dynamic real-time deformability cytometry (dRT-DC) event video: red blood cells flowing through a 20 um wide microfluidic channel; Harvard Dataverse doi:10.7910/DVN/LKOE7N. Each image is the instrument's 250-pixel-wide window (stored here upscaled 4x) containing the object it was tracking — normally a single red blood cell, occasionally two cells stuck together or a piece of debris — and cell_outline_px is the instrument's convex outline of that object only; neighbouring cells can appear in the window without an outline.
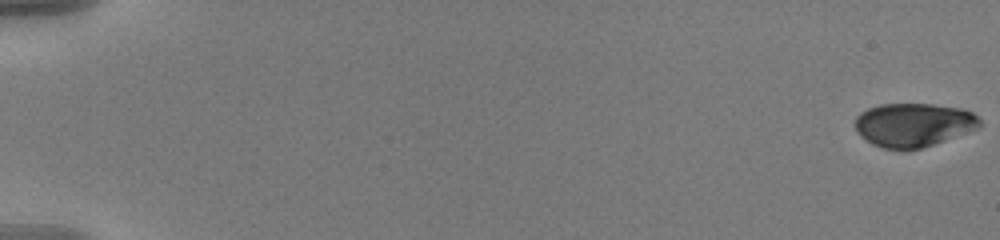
{"species": "human", "species_latin": "Homo sapiens", "temperature_condition": "warm", "stored_images_in_passage": 42, "camera_frame_rate_fps": 3000, "um_per_image_px": 0.085, "donor": {"sex": "male"}, "frame": {"image": 1, "passage_image": 1, "time_ms": 0.0, "image_size_px": [1000, 240], "cell_outline_px": [[984, 124], [980, 128], [920, 148], [884, 148], [872, 144], [860, 136], [856, 132], [856, 116], [860, 112], [868, 108], [880, 104], [932, 104], [960, 108], [972, 112]], "centroid_in_image_um": [77.65, 10.59], "position_along_channel_um": 7.4, "area_um2": 31.5}}
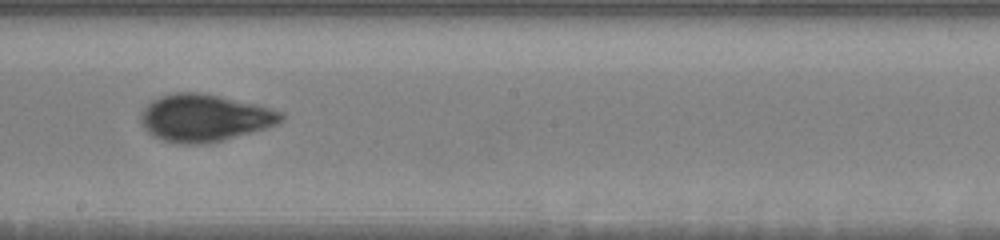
{"frame": {"image": 2, "passage_image": 19, "time_ms": 6.0, "image_size_px": [1000, 240], "cell_outline_px": [[284, 120], [276, 124], [264, 128], [220, 140], [200, 144], [180, 144], [164, 140], [152, 136], [144, 128], [140, 120], [140, 112], [152, 100], [160, 96], [176, 92], [200, 92], [256, 104], [284, 112]], "centroid_in_image_um": [17.34, 10.01], "position_along_channel_um": 230.9, "area_um2": 38.32}}
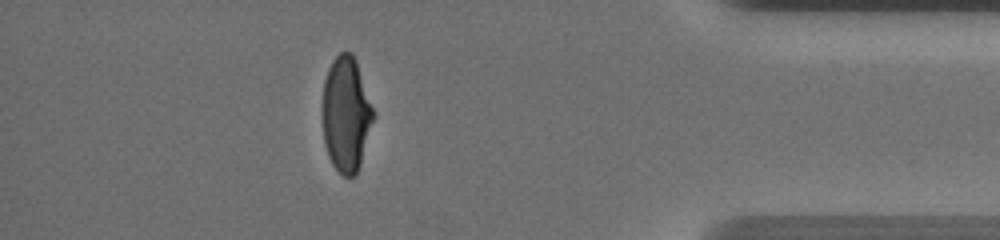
{"frame": {"image": 3, "passage_image": 36, "time_ms": 11.667, "image_size_px": [1000, 240], "cell_outline_px": [[376, 116], [356, 176], [344, 176], [332, 164], [328, 156], [324, 144], [324, 80], [328, 68], [332, 60], [340, 52], [352, 52], [356, 60], [376, 112]], "centroid_in_image_um": [29.47, 9.7], "position_along_channel_um": 405.7, "area_um2": 34.28}, "authors_computed_cell_mechanics": {"area_um2": 35.2869, "velocity_mm_per_s": 3.6389, "shape_relaxation_time_tau1_ms": 2.014, "shape_relaxation_time_tau2_ms": null, "deformation_change_tau1": 0.1508, "deformation_change_tau2": null}}